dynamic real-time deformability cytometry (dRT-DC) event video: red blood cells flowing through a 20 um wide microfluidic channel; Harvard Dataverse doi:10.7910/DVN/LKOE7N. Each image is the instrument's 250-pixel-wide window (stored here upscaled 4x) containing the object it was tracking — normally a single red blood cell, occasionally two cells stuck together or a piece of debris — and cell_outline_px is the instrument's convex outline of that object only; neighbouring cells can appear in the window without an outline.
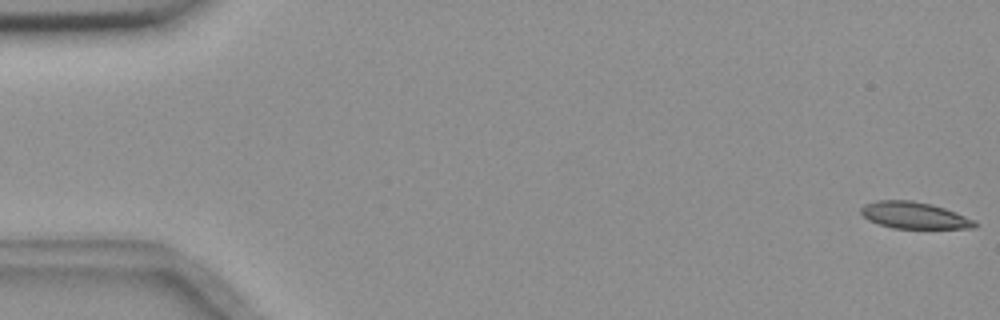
{"species": "common noctule bat (a hibernating species)", "species_latin": "Nyctalus noctula", "temperature_condition": "room temperature", "stored_images_in_passage": 56, "camera_frame_rate_fps": 3000, "um_per_image_px": 0.085, "animal": {"sex": "female", "body_mass_g": 18.4}, "frame": {"image": 1, "passage_image": 1, "time_ms": 0.0, "image_size_px": [1000, 320], "cell_outline_px": [[980, 224], [976, 228], [892, 228], [868, 220], [860, 212], [860, 208], [864, 204], [876, 200], [912, 200], [932, 204], [956, 212], [976, 220]], "centroid_in_image_um": [77.74, 18.3], "position_along_channel_um": 7.3, "area_um2": 17.86}}
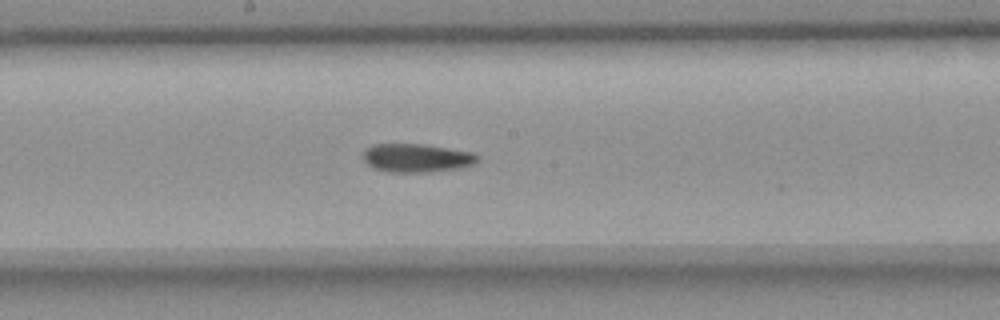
{"frame": {"image": 2, "passage_image": 30, "time_ms": 9.667, "image_size_px": [1000, 320], "cell_outline_px": [[480, 160], [476, 164], [464, 168], [428, 172], [388, 172], [372, 168], [360, 156], [364, 148], [372, 144], [424, 144], [472, 152], [480, 156]], "centroid_in_image_um": [35.42, 13.43], "position_along_channel_um": 212.8, "area_um2": 19.54}}
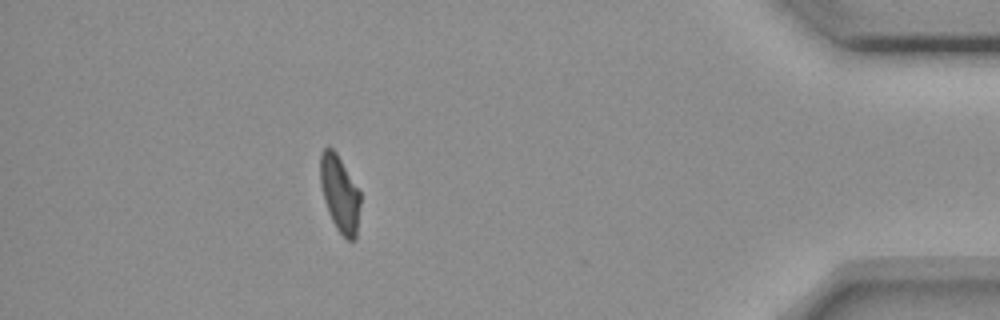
{"frame": {"image": 3, "passage_image": 50, "time_ms": 16.333, "image_size_px": [1000, 320], "cell_outline_px": [[360, 204], [356, 240], [348, 240], [336, 228], [328, 212], [324, 200], [320, 184], [320, 152], [324, 148], [332, 148], [336, 152], [360, 192]], "centroid_in_image_um": [28.87, 16.47], "position_along_channel_um": 406.3, "area_um2": 17.74}, "authors_computed_cell_mechanics": {"area_um2": 18.9006, "velocity_mm_per_s": 3.6546, "shape_relaxation_time_tau1_ms": null, "shape_relaxation_time_tau2_ms": 4.7357, "deformation_change_tau1": null, "deformation_change_tau2": 0.1105}}